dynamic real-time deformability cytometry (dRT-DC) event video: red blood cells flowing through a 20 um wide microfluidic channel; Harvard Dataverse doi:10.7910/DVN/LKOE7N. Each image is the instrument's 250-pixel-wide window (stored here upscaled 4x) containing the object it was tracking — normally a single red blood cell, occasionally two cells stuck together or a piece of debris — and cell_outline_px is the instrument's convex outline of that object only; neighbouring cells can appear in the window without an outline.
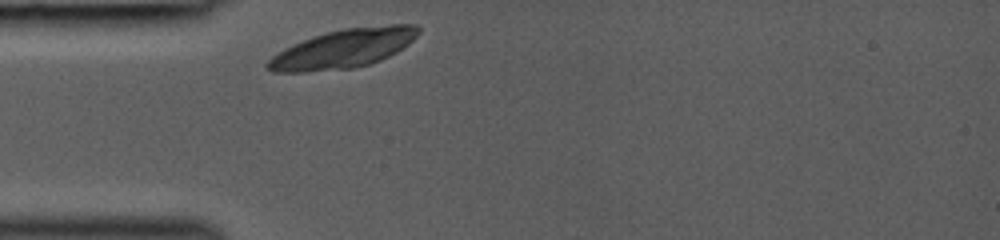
{"species": "common noctule bat (a hibernating species)", "species_latin": "Nyctalus noctula", "temperature_condition": "room temperature", "stored_images_in_passage": 10, "camera_frame_rate_fps": 3000, "um_per_image_px": 0.085, "animal": {"sex": "female", "body_mass_g": 19.0, "forearm_length_mm": 53.3}, "frame": {"image": 1, "passage_image": 1, "time_ms": 0.0, "image_size_px": [1000, 240], "cell_outline_px": [[420, 32], [408, 44], [396, 52], [380, 60], [356, 68], [304, 72], [276, 72], [268, 68], [264, 64], [272, 56], [304, 40], [328, 32], [344, 28], [392, 24], [412, 24], [420, 28]], "centroid_in_image_um": [29.23, 4.13], "position_along_channel_um": 55.8, "area_um2": 33.58}}
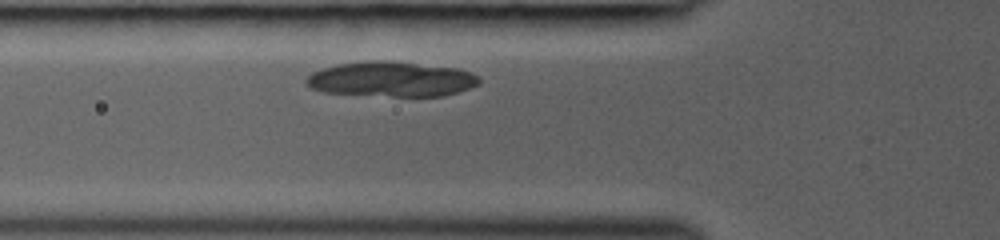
{"frame": {"image": 2, "passage_image": 4, "time_ms": 1.0, "image_size_px": [1000, 240], "cell_outline_px": [[480, 84], [444, 96], [392, 96], [324, 92], [312, 88], [304, 80], [312, 72], [336, 64], [368, 60], [384, 60], [456, 68], [480, 76]], "centroid_in_image_um": [33.26, 6.72], "position_along_channel_um": 92.5, "area_um2": 35.08}}
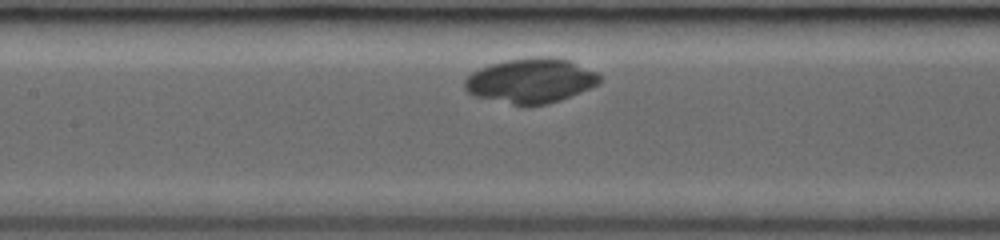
{"frame": {"image": 3, "passage_image": 9, "time_ms": 2.667, "image_size_px": [1000, 240], "cell_outline_px": [[600, 84], [560, 100], [548, 104], [528, 108], [524, 108], [476, 96], [468, 92], [464, 88], [464, 80], [472, 72], [480, 68], [492, 64], [508, 60], [536, 56], [548, 56], [568, 60], [596, 72], [600, 76]], "centroid_in_image_um": [45.11, 6.89], "position_along_channel_um": 162.3, "area_um2": 35.49}}